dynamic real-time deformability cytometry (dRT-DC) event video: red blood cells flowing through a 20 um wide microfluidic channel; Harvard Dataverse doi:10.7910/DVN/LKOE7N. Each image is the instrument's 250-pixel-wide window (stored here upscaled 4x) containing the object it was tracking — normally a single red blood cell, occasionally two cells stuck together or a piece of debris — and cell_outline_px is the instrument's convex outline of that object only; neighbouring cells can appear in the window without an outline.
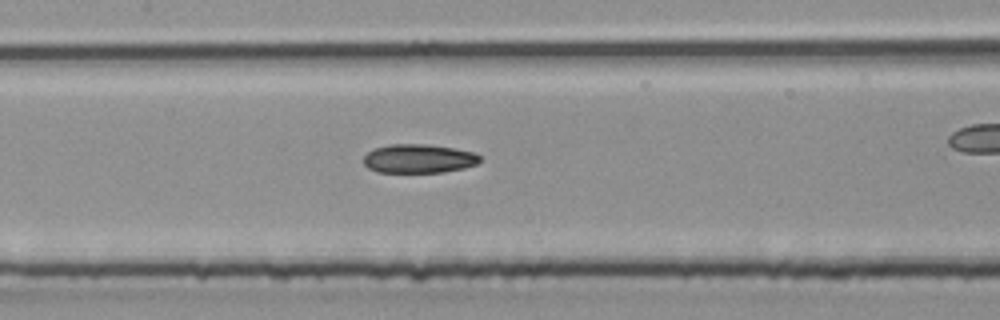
{"species": "common noctule bat (a hibernating species)", "species_latin": "Nyctalus noctula", "temperature_condition": "room temperature", "stored_images_in_passage": 31, "camera_frame_rate_fps": 3000, "um_per_image_px": 0.085, "animal": {"sex": "male", "body_mass_g": 20.4}, "frame": {"image": 1, "passage_image": 18, "time_ms": 5.667, "image_size_px": [1000, 320], "cell_outline_px": [[480, 160], [476, 164], [464, 168], [444, 172], [380, 172], [368, 168], [364, 164], [364, 156], [372, 148], [388, 144], [424, 144], [452, 148], [472, 152], [480, 156]], "centroid_in_image_um": [35.55, 13.48], "position_along_channel_um": 171.8, "area_um2": 19.48}}
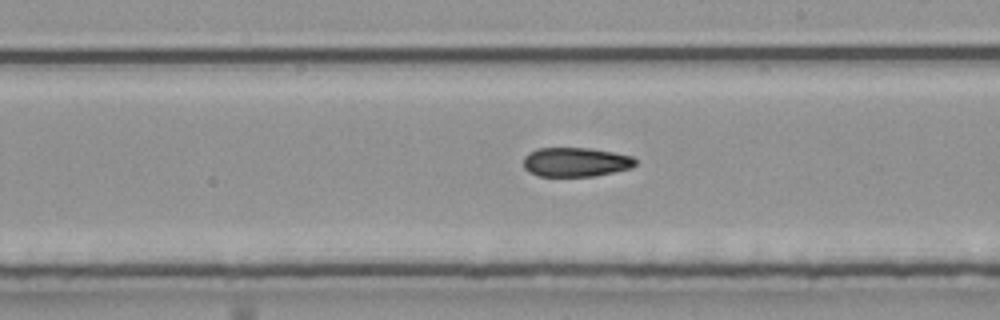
{"frame": {"image": 2, "passage_image": 22, "time_ms": 7.0, "image_size_px": [1000, 320], "cell_outline_px": [[636, 164], [632, 168], [592, 176], [536, 176], [528, 172], [524, 168], [524, 156], [528, 152], [536, 148], [592, 148], [632, 156], [636, 160]], "centroid_in_image_um": [48.9, 13.77], "position_along_channel_um": 240.1, "area_um2": 19.19}}